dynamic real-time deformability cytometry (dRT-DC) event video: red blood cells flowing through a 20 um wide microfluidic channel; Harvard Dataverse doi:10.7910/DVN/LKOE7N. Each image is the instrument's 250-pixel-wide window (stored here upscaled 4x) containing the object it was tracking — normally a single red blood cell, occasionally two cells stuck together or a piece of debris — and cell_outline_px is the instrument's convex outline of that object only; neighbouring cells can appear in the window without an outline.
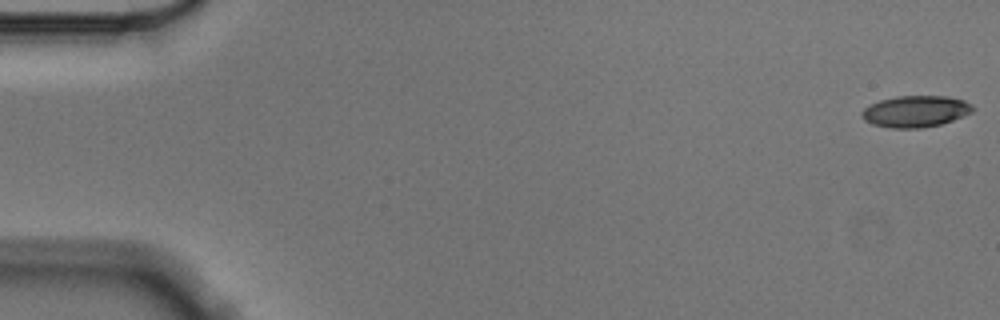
{"species": "Egyptian fruit bat (a non-hibernating species)", "species_latin": "Rousettus aegyptiacus", "temperature_condition": "cold", "stored_images_in_passage": 57, "camera_frame_rate_fps": 3000, "um_per_image_px": 0.085, "animal": {"sex": "male"}, "frame": {"image": 1, "passage_image": 1, "time_ms": 0.0, "image_size_px": [1000, 320], "cell_outline_px": [[976, 108], [972, 112], [964, 116], [940, 124], [920, 128], [888, 128], [872, 124], [864, 120], [860, 116], [860, 112], [864, 108], [880, 100], [896, 96], [948, 96], [964, 100], [972, 104]], "centroid_in_image_um": [77.82, 9.46], "position_along_channel_um": 7.2, "area_um2": 20.52}}
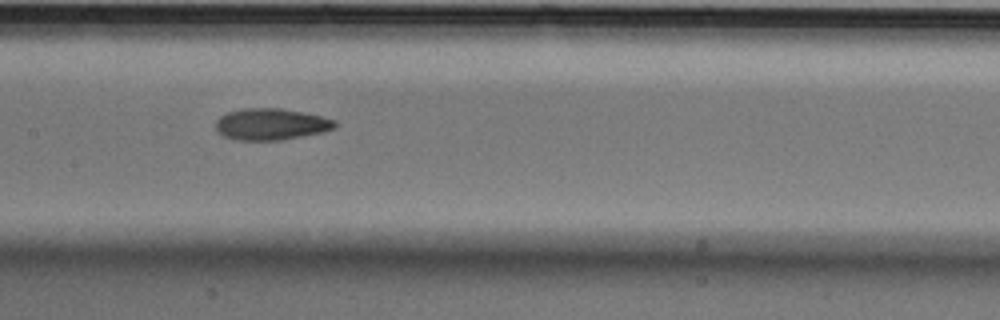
{"frame": {"image": 2, "passage_image": 28, "time_ms": 9.0, "image_size_px": [1000, 320], "cell_outline_px": [[336, 128], [324, 132], [304, 136], [280, 140], [236, 140], [224, 136], [216, 128], [216, 120], [220, 116], [228, 112], [240, 108], [280, 108], [320, 116], [336, 120]], "centroid_in_image_um": [23.04, 10.56], "position_along_channel_um": 184.4, "area_um2": 21.91}}
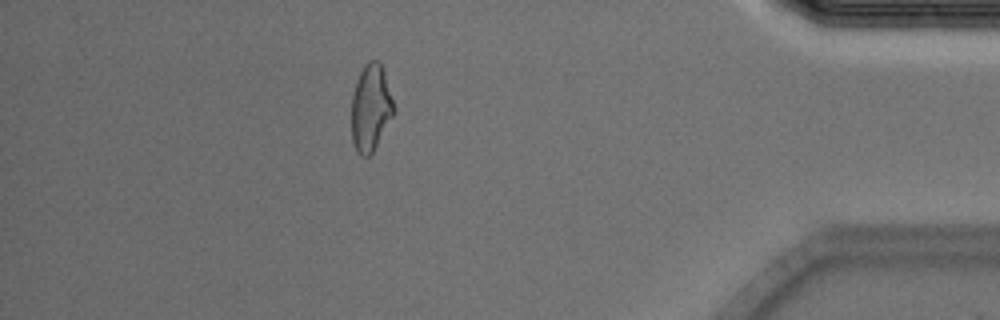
{"frame": {"image": 3, "passage_image": 50, "time_ms": 16.333, "image_size_px": [1000, 320], "cell_outline_px": [[396, 112], [372, 152], [368, 156], [360, 156], [356, 152], [352, 140], [352, 96], [356, 80], [364, 64], [368, 60], [380, 60], [384, 72]], "centroid_in_image_um": [31.51, 9.15], "position_along_channel_um": 403.7, "area_um2": 21.44}}